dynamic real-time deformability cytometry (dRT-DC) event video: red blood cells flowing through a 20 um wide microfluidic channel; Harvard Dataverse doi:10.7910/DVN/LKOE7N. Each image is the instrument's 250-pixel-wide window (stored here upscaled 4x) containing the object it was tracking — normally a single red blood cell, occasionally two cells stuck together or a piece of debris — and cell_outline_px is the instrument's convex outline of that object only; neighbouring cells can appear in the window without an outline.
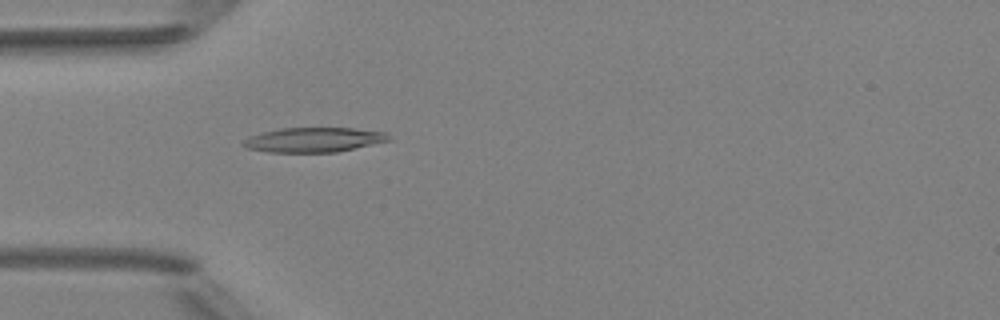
{"species": "Egyptian fruit bat (a non-hibernating species)", "species_latin": "Rousettus aegyptiacus", "temperature_condition": "room temperature", "stored_images_in_passage": 5, "camera_frame_rate_fps": 3000, "um_per_image_px": 0.085, "animal": {"sex": "female"}, "frame": {"image": 1, "passage_image": 5, "time_ms": 4.667, "image_size_px": [1000, 320], "cell_outline_px": [[392, 140], [336, 152], [268, 152], [248, 148], [240, 144], [248, 136], [260, 132], [280, 128], [352, 128], [388, 132]], "centroid_in_image_um": [26.67, 11.87], "position_along_channel_um": 58.3, "area_um2": 21.04}}